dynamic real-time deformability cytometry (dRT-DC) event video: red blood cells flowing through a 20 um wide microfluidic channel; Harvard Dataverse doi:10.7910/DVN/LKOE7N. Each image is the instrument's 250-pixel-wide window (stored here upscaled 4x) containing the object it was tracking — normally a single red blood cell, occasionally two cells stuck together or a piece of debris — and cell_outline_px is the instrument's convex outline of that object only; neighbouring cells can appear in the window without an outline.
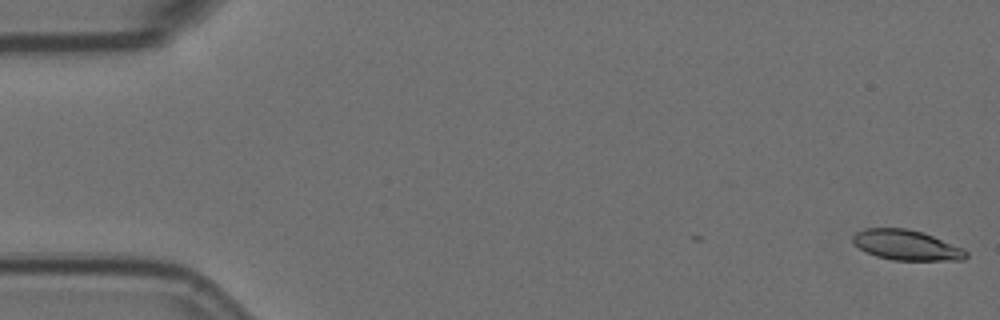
{"species": "Egyptian fruit bat (a non-hibernating species)", "species_latin": "Rousettus aegyptiacus", "temperature_condition": "room temperature", "stored_images_in_passage": 7, "camera_frame_rate_fps": 3000, "um_per_image_px": 0.085, "animal": {"sex": "female"}, "frame": {"image": 1, "passage_image": 1, "time_ms": 0.0, "image_size_px": [1000, 320], "cell_outline_px": [[968, 256], [964, 260], [892, 260], [876, 256], [860, 248], [852, 240], [852, 236], [856, 232], [864, 228], [908, 228], [932, 236], [964, 248], [968, 252]], "centroid_in_image_um": [77.07, 20.83], "position_along_channel_um": 7.9, "area_um2": 19.83}}
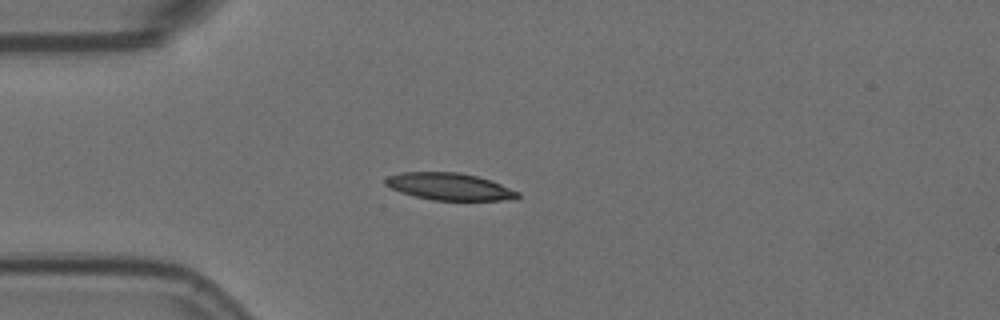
{"frame": {"image": 2, "passage_image": 5, "time_ms": 1.333, "image_size_px": [1000, 320], "cell_outline_px": [[520, 196], [516, 200], [432, 200], [400, 192], [384, 184], [384, 180], [388, 176], [400, 172], [456, 172], [476, 176], [500, 184], [520, 192]], "centroid_in_image_um": [38.2, 15.86], "position_along_channel_um": 46.8, "area_um2": 20.81}}
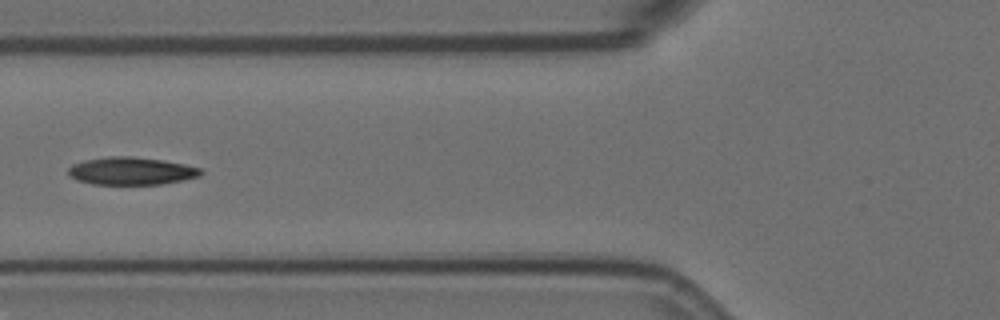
{"frame": {"image": 3, "passage_image": 7, "time_ms": 2.0, "image_size_px": [1000, 320], "cell_outline_px": [[204, 172], [200, 176], [160, 184], [92, 184], [76, 180], [68, 176], [68, 168], [72, 164], [84, 160], [108, 156], [132, 156], [164, 160], [184, 164], [200, 168]], "centroid_in_image_um": [11.12, 14.52], "position_along_channel_um": 114.7, "area_um2": 21.44}}